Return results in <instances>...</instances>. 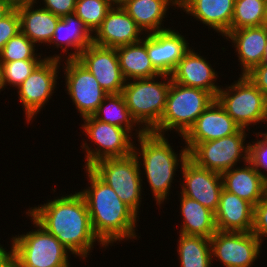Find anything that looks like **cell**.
Segmentation results:
<instances>
[{
  "label": "cell",
  "instance_id": "22",
  "mask_svg": "<svg viewBox=\"0 0 267 267\" xmlns=\"http://www.w3.org/2000/svg\"><path fill=\"white\" fill-rule=\"evenodd\" d=\"M235 0H179V8L225 36L231 31Z\"/></svg>",
  "mask_w": 267,
  "mask_h": 267
},
{
  "label": "cell",
  "instance_id": "35",
  "mask_svg": "<svg viewBox=\"0 0 267 267\" xmlns=\"http://www.w3.org/2000/svg\"><path fill=\"white\" fill-rule=\"evenodd\" d=\"M256 136L258 138L263 136V139H258L249 144V161L260 174L267 178V173L264 174V171H267V132H258ZM263 169L262 173L261 170Z\"/></svg>",
  "mask_w": 267,
  "mask_h": 267
},
{
  "label": "cell",
  "instance_id": "40",
  "mask_svg": "<svg viewBox=\"0 0 267 267\" xmlns=\"http://www.w3.org/2000/svg\"><path fill=\"white\" fill-rule=\"evenodd\" d=\"M11 243V250L7 251L6 248L0 245V267H12L13 261V237Z\"/></svg>",
  "mask_w": 267,
  "mask_h": 267
},
{
  "label": "cell",
  "instance_id": "20",
  "mask_svg": "<svg viewBox=\"0 0 267 267\" xmlns=\"http://www.w3.org/2000/svg\"><path fill=\"white\" fill-rule=\"evenodd\" d=\"M223 188L256 206L267 195V178L248 160L241 168L221 174Z\"/></svg>",
  "mask_w": 267,
  "mask_h": 267
},
{
  "label": "cell",
  "instance_id": "44",
  "mask_svg": "<svg viewBox=\"0 0 267 267\" xmlns=\"http://www.w3.org/2000/svg\"><path fill=\"white\" fill-rule=\"evenodd\" d=\"M260 65H267V43H266L265 52L263 55V60H262V63Z\"/></svg>",
  "mask_w": 267,
  "mask_h": 267
},
{
  "label": "cell",
  "instance_id": "24",
  "mask_svg": "<svg viewBox=\"0 0 267 267\" xmlns=\"http://www.w3.org/2000/svg\"><path fill=\"white\" fill-rule=\"evenodd\" d=\"M169 5L179 8V0H126L122 8L143 33L151 34L170 29L162 24Z\"/></svg>",
  "mask_w": 267,
  "mask_h": 267
},
{
  "label": "cell",
  "instance_id": "38",
  "mask_svg": "<svg viewBox=\"0 0 267 267\" xmlns=\"http://www.w3.org/2000/svg\"><path fill=\"white\" fill-rule=\"evenodd\" d=\"M44 9L52 12L54 15L64 17L74 13L77 0H43Z\"/></svg>",
  "mask_w": 267,
  "mask_h": 267
},
{
  "label": "cell",
  "instance_id": "36",
  "mask_svg": "<svg viewBox=\"0 0 267 267\" xmlns=\"http://www.w3.org/2000/svg\"><path fill=\"white\" fill-rule=\"evenodd\" d=\"M20 31V18L17 9H12L0 19V54L4 45Z\"/></svg>",
  "mask_w": 267,
  "mask_h": 267
},
{
  "label": "cell",
  "instance_id": "37",
  "mask_svg": "<svg viewBox=\"0 0 267 267\" xmlns=\"http://www.w3.org/2000/svg\"><path fill=\"white\" fill-rule=\"evenodd\" d=\"M252 232L262 241L267 237V195L254 206Z\"/></svg>",
  "mask_w": 267,
  "mask_h": 267
},
{
  "label": "cell",
  "instance_id": "42",
  "mask_svg": "<svg viewBox=\"0 0 267 267\" xmlns=\"http://www.w3.org/2000/svg\"><path fill=\"white\" fill-rule=\"evenodd\" d=\"M12 8L6 3L5 0H0V19L6 16Z\"/></svg>",
  "mask_w": 267,
  "mask_h": 267
},
{
  "label": "cell",
  "instance_id": "39",
  "mask_svg": "<svg viewBox=\"0 0 267 267\" xmlns=\"http://www.w3.org/2000/svg\"><path fill=\"white\" fill-rule=\"evenodd\" d=\"M245 75L267 97V65H257Z\"/></svg>",
  "mask_w": 267,
  "mask_h": 267
},
{
  "label": "cell",
  "instance_id": "15",
  "mask_svg": "<svg viewBox=\"0 0 267 267\" xmlns=\"http://www.w3.org/2000/svg\"><path fill=\"white\" fill-rule=\"evenodd\" d=\"M180 169L184 181L180 194L198 201L215 213L223 190L221 174L199 167L189 158Z\"/></svg>",
  "mask_w": 267,
  "mask_h": 267
},
{
  "label": "cell",
  "instance_id": "34",
  "mask_svg": "<svg viewBox=\"0 0 267 267\" xmlns=\"http://www.w3.org/2000/svg\"><path fill=\"white\" fill-rule=\"evenodd\" d=\"M42 60H18L0 63L4 86L18 87L30 76Z\"/></svg>",
  "mask_w": 267,
  "mask_h": 267
},
{
  "label": "cell",
  "instance_id": "16",
  "mask_svg": "<svg viewBox=\"0 0 267 267\" xmlns=\"http://www.w3.org/2000/svg\"><path fill=\"white\" fill-rule=\"evenodd\" d=\"M146 35V51L153 67L160 74L171 75L190 50L188 40L171 28Z\"/></svg>",
  "mask_w": 267,
  "mask_h": 267
},
{
  "label": "cell",
  "instance_id": "13",
  "mask_svg": "<svg viewBox=\"0 0 267 267\" xmlns=\"http://www.w3.org/2000/svg\"><path fill=\"white\" fill-rule=\"evenodd\" d=\"M64 77L67 94L73 101L82 118L92 116L108 95L76 59H65Z\"/></svg>",
  "mask_w": 267,
  "mask_h": 267
},
{
  "label": "cell",
  "instance_id": "3",
  "mask_svg": "<svg viewBox=\"0 0 267 267\" xmlns=\"http://www.w3.org/2000/svg\"><path fill=\"white\" fill-rule=\"evenodd\" d=\"M165 137L152 132H144L137 137L140 150L136 146L133 147V154L136 156L139 165H144V175L146 174L152 195L159 206L168 199L167 196L178 165H183L188 158L186 147L180 150L181 153L178 156Z\"/></svg>",
  "mask_w": 267,
  "mask_h": 267
},
{
  "label": "cell",
  "instance_id": "8",
  "mask_svg": "<svg viewBox=\"0 0 267 267\" xmlns=\"http://www.w3.org/2000/svg\"><path fill=\"white\" fill-rule=\"evenodd\" d=\"M140 167L132 153L127 157L102 159L94 163L90 169L138 215L143 182Z\"/></svg>",
  "mask_w": 267,
  "mask_h": 267
},
{
  "label": "cell",
  "instance_id": "18",
  "mask_svg": "<svg viewBox=\"0 0 267 267\" xmlns=\"http://www.w3.org/2000/svg\"><path fill=\"white\" fill-rule=\"evenodd\" d=\"M141 34H144L143 31L130 15L122 7L115 6L108 11L101 26L93 34V44L117 48L141 41Z\"/></svg>",
  "mask_w": 267,
  "mask_h": 267
},
{
  "label": "cell",
  "instance_id": "4",
  "mask_svg": "<svg viewBox=\"0 0 267 267\" xmlns=\"http://www.w3.org/2000/svg\"><path fill=\"white\" fill-rule=\"evenodd\" d=\"M159 77L164 81L158 82ZM171 81V75L160 74L157 77L125 82L122 95L130 115L138 124L135 134H138L137 137L144 132H150L160 122L165 111Z\"/></svg>",
  "mask_w": 267,
  "mask_h": 267
},
{
  "label": "cell",
  "instance_id": "9",
  "mask_svg": "<svg viewBox=\"0 0 267 267\" xmlns=\"http://www.w3.org/2000/svg\"><path fill=\"white\" fill-rule=\"evenodd\" d=\"M84 124L81 125L85 135L96 144V148L88 146L86 141L82 144L85 150V168H90L94 163L102 159L127 157L133 153L135 144L132 141L133 135L115 125L103 123L93 116L81 118ZM132 137V138H131Z\"/></svg>",
  "mask_w": 267,
  "mask_h": 267
},
{
  "label": "cell",
  "instance_id": "33",
  "mask_svg": "<svg viewBox=\"0 0 267 267\" xmlns=\"http://www.w3.org/2000/svg\"><path fill=\"white\" fill-rule=\"evenodd\" d=\"M111 8L105 0H77L74 14L94 34Z\"/></svg>",
  "mask_w": 267,
  "mask_h": 267
},
{
  "label": "cell",
  "instance_id": "29",
  "mask_svg": "<svg viewBox=\"0 0 267 267\" xmlns=\"http://www.w3.org/2000/svg\"><path fill=\"white\" fill-rule=\"evenodd\" d=\"M177 246L180 267H211L210 238L180 233Z\"/></svg>",
  "mask_w": 267,
  "mask_h": 267
},
{
  "label": "cell",
  "instance_id": "7",
  "mask_svg": "<svg viewBox=\"0 0 267 267\" xmlns=\"http://www.w3.org/2000/svg\"><path fill=\"white\" fill-rule=\"evenodd\" d=\"M215 99L227 114L243 129L267 122V97L247 78L240 75L235 83L220 88Z\"/></svg>",
  "mask_w": 267,
  "mask_h": 267
},
{
  "label": "cell",
  "instance_id": "23",
  "mask_svg": "<svg viewBox=\"0 0 267 267\" xmlns=\"http://www.w3.org/2000/svg\"><path fill=\"white\" fill-rule=\"evenodd\" d=\"M225 38L232 41L241 65V75L247 74L263 60L267 43V25L229 31ZM230 40H229V39Z\"/></svg>",
  "mask_w": 267,
  "mask_h": 267
},
{
  "label": "cell",
  "instance_id": "12",
  "mask_svg": "<svg viewBox=\"0 0 267 267\" xmlns=\"http://www.w3.org/2000/svg\"><path fill=\"white\" fill-rule=\"evenodd\" d=\"M262 242L253 232L219 231L210 238L211 257L224 267H250L260 256Z\"/></svg>",
  "mask_w": 267,
  "mask_h": 267
},
{
  "label": "cell",
  "instance_id": "1",
  "mask_svg": "<svg viewBox=\"0 0 267 267\" xmlns=\"http://www.w3.org/2000/svg\"><path fill=\"white\" fill-rule=\"evenodd\" d=\"M26 214L55 236L76 257H88L96 241L106 248L92 229L86 201L79 192L31 207Z\"/></svg>",
  "mask_w": 267,
  "mask_h": 267
},
{
  "label": "cell",
  "instance_id": "41",
  "mask_svg": "<svg viewBox=\"0 0 267 267\" xmlns=\"http://www.w3.org/2000/svg\"><path fill=\"white\" fill-rule=\"evenodd\" d=\"M12 9L37 4V0H5Z\"/></svg>",
  "mask_w": 267,
  "mask_h": 267
},
{
  "label": "cell",
  "instance_id": "21",
  "mask_svg": "<svg viewBox=\"0 0 267 267\" xmlns=\"http://www.w3.org/2000/svg\"><path fill=\"white\" fill-rule=\"evenodd\" d=\"M254 206L223 188L215 224L219 231L252 232Z\"/></svg>",
  "mask_w": 267,
  "mask_h": 267
},
{
  "label": "cell",
  "instance_id": "14",
  "mask_svg": "<svg viewBox=\"0 0 267 267\" xmlns=\"http://www.w3.org/2000/svg\"><path fill=\"white\" fill-rule=\"evenodd\" d=\"M88 70L107 94L122 93L124 79L116 48H107L95 44L88 45L76 58Z\"/></svg>",
  "mask_w": 267,
  "mask_h": 267
},
{
  "label": "cell",
  "instance_id": "25",
  "mask_svg": "<svg viewBox=\"0 0 267 267\" xmlns=\"http://www.w3.org/2000/svg\"><path fill=\"white\" fill-rule=\"evenodd\" d=\"M92 43L93 34L87 29L83 21L73 13L61 17L58 21L50 45L54 44L57 48H61L66 55L68 53L65 59H76ZM69 47L75 51L73 53L67 52Z\"/></svg>",
  "mask_w": 267,
  "mask_h": 267
},
{
  "label": "cell",
  "instance_id": "5",
  "mask_svg": "<svg viewBox=\"0 0 267 267\" xmlns=\"http://www.w3.org/2000/svg\"><path fill=\"white\" fill-rule=\"evenodd\" d=\"M214 99L205 90L171 81L165 111L150 132L164 135L168 130H175L183 137Z\"/></svg>",
  "mask_w": 267,
  "mask_h": 267
},
{
  "label": "cell",
  "instance_id": "10",
  "mask_svg": "<svg viewBox=\"0 0 267 267\" xmlns=\"http://www.w3.org/2000/svg\"><path fill=\"white\" fill-rule=\"evenodd\" d=\"M246 129L207 142L197 143L188 151V158L196 165L222 174L236 167L237 162L249 160V143L245 145Z\"/></svg>",
  "mask_w": 267,
  "mask_h": 267
},
{
  "label": "cell",
  "instance_id": "26",
  "mask_svg": "<svg viewBox=\"0 0 267 267\" xmlns=\"http://www.w3.org/2000/svg\"><path fill=\"white\" fill-rule=\"evenodd\" d=\"M20 18V31L24 33L34 44H50L55 28L61 17L34 5L24 6L17 9Z\"/></svg>",
  "mask_w": 267,
  "mask_h": 267
},
{
  "label": "cell",
  "instance_id": "2",
  "mask_svg": "<svg viewBox=\"0 0 267 267\" xmlns=\"http://www.w3.org/2000/svg\"><path fill=\"white\" fill-rule=\"evenodd\" d=\"M85 170L90 186L79 193L86 201L95 235L106 247L116 241L136 238L139 216L90 168Z\"/></svg>",
  "mask_w": 267,
  "mask_h": 267
},
{
  "label": "cell",
  "instance_id": "30",
  "mask_svg": "<svg viewBox=\"0 0 267 267\" xmlns=\"http://www.w3.org/2000/svg\"><path fill=\"white\" fill-rule=\"evenodd\" d=\"M92 116L103 123L122 127L129 133L138 125L130 115L122 93L108 94Z\"/></svg>",
  "mask_w": 267,
  "mask_h": 267
},
{
  "label": "cell",
  "instance_id": "17",
  "mask_svg": "<svg viewBox=\"0 0 267 267\" xmlns=\"http://www.w3.org/2000/svg\"><path fill=\"white\" fill-rule=\"evenodd\" d=\"M241 127L227 114L219 102L212 103L182 137L189 151L195 144L220 139L237 133Z\"/></svg>",
  "mask_w": 267,
  "mask_h": 267
},
{
  "label": "cell",
  "instance_id": "6",
  "mask_svg": "<svg viewBox=\"0 0 267 267\" xmlns=\"http://www.w3.org/2000/svg\"><path fill=\"white\" fill-rule=\"evenodd\" d=\"M34 231L13 237L12 267H70L69 251L33 218Z\"/></svg>",
  "mask_w": 267,
  "mask_h": 267
},
{
  "label": "cell",
  "instance_id": "27",
  "mask_svg": "<svg viewBox=\"0 0 267 267\" xmlns=\"http://www.w3.org/2000/svg\"><path fill=\"white\" fill-rule=\"evenodd\" d=\"M121 73L126 81L157 77L160 73L153 67L147 51L146 37L133 44L116 48Z\"/></svg>",
  "mask_w": 267,
  "mask_h": 267
},
{
  "label": "cell",
  "instance_id": "19",
  "mask_svg": "<svg viewBox=\"0 0 267 267\" xmlns=\"http://www.w3.org/2000/svg\"><path fill=\"white\" fill-rule=\"evenodd\" d=\"M217 77V72L211 64L191 48L178 62L171 74L173 82L205 90L214 98L221 88L215 83Z\"/></svg>",
  "mask_w": 267,
  "mask_h": 267
},
{
  "label": "cell",
  "instance_id": "28",
  "mask_svg": "<svg viewBox=\"0 0 267 267\" xmlns=\"http://www.w3.org/2000/svg\"><path fill=\"white\" fill-rule=\"evenodd\" d=\"M180 197L183 225L179 233L211 238L217 232L215 213L194 199L184 195Z\"/></svg>",
  "mask_w": 267,
  "mask_h": 267
},
{
  "label": "cell",
  "instance_id": "45",
  "mask_svg": "<svg viewBox=\"0 0 267 267\" xmlns=\"http://www.w3.org/2000/svg\"><path fill=\"white\" fill-rule=\"evenodd\" d=\"M3 88L5 89V86L3 83L2 70H1V66H0V92Z\"/></svg>",
  "mask_w": 267,
  "mask_h": 267
},
{
  "label": "cell",
  "instance_id": "11",
  "mask_svg": "<svg viewBox=\"0 0 267 267\" xmlns=\"http://www.w3.org/2000/svg\"><path fill=\"white\" fill-rule=\"evenodd\" d=\"M61 60L59 54L45 56L30 76L18 87V98L23 105L27 123L49 102L48 99H51L52 93H55L53 91L56 88Z\"/></svg>",
  "mask_w": 267,
  "mask_h": 267
},
{
  "label": "cell",
  "instance_id": "43",
  "mask_svg": "<svg viewBox=\"0 0 267 267\" xmlns=\"http://www.w3.org/2000/svg\"><path fill=\"white\" fill-rule=\"evenodd\" d=\"M111 7H122L126 0H105Z\"/></svg>",
  "mask_w": 267,
  "mask_h": 267
},
{
  "label": "cell",
  "instance_id": "31",
  "mask_svg": "<svg viewBox=\"0 0 267 267\" xmlns=\"http://www.w3.org/2000/svg\"><path fill=\"white\" fill-rule=\"evenodd\" d=\"M267 0H235L231 31L266 25Z\"/></svg>",
  "mask_w": 267,
  "mask_h": 267
},
{
  "label": "cell",
  "instance_id": "32",
  "mask_svg": "<svg viewBox=\"0 0 267 267\" xmlns=\"http://www.w3.org/2000/svg\"><path fill=\"white\" fill-rule=\"evenodd\" d=\"M35 44L21 31L13 36L3 47L0 63L18 60H43L35 53Z\"/></svg>",
  "mask_w": 267,
  "mask_h": 267
}]
</instances>
